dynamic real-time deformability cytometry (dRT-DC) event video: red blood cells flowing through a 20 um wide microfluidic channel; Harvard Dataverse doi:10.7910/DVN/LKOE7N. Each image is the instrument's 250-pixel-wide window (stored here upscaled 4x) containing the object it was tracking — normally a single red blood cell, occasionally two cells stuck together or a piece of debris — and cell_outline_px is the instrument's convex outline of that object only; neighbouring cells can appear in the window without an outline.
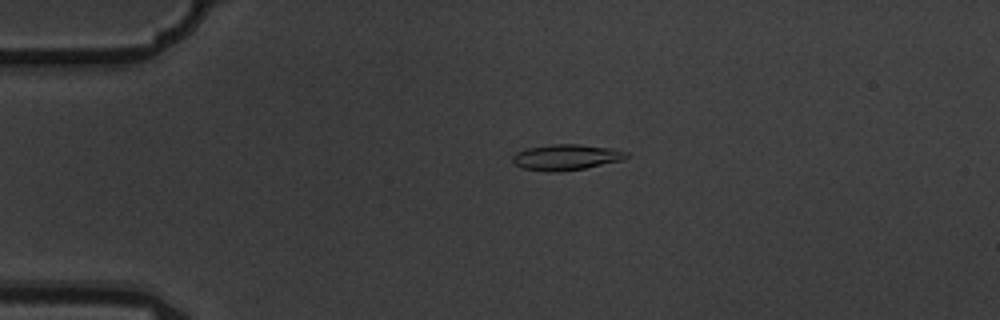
{"species": "common noctule bat (a hibernating species)", "species_latin": "Nyctalus noctula", "temperature_condition": "warm", "stored_images_in_passage": 3, "camera_frame_rate_fps": 3000, "um_per_image_px": 0.085, "animal": {"sex": "male", "body_mass_g": 19.5, "forearm_length_mm": 54.6}, "frame": {"image": 1, "passage_image": 2, "time_ms": 0.333, "image_size_px": [1000, 320], "cell_outline_px": [[628, 156], [624, 160], [584, 168], [560, 172], [544, 172], [524, 168], [512, 164], [512, 156], [516, 152], [528, 148], [552, 144], [580, 144], [608, 148], [628, 152]], "centroid_in_image_um": [48.09, 13.37], "position_along_channel_um": 36.9, "area_um2": 17.17}}